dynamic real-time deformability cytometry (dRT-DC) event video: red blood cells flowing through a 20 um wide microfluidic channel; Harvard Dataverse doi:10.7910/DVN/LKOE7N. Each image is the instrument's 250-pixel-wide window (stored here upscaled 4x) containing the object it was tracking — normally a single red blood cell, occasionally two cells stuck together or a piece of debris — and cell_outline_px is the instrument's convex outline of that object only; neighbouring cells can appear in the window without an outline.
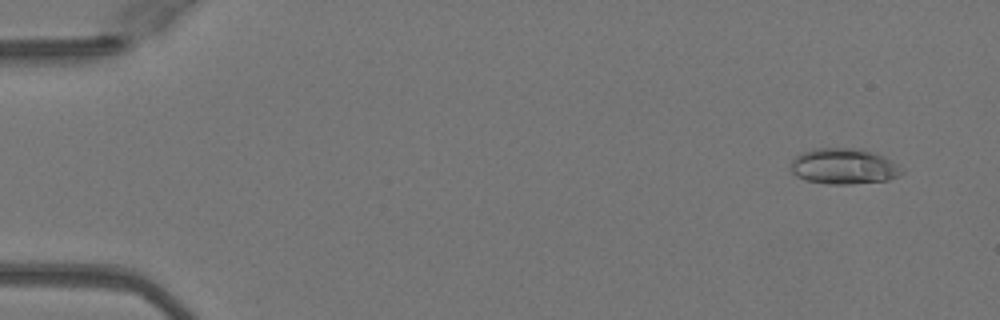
{"species": "Egyptian fruit bat (a non-hibernating species)", "species_latin": "Rousettus aegyptiacus", "temperature_condition": "warm", "stored_images_in_passage": 51, "camera_frame_rate_fps": 3000, "um_per_image_px": 0.085, "animal": {"sex": "female"}, "frame": {"image": 1, "passage_image": 4, "time_ms": 1.0, "image_size_px": [1000, 320], "cell_outline_px": [[904, 172], [888, 180], [848, 184], [828, 184], [804, 180], [796, 176], [792, 172], [792, 160], [800, 152], [816, 148], [864, 148], [884, 156], [904, 168]], "centroid_in_image_um": [71.73, 14.12], "position_along_channel_um": 13.3, "area_um2": 23.35}}
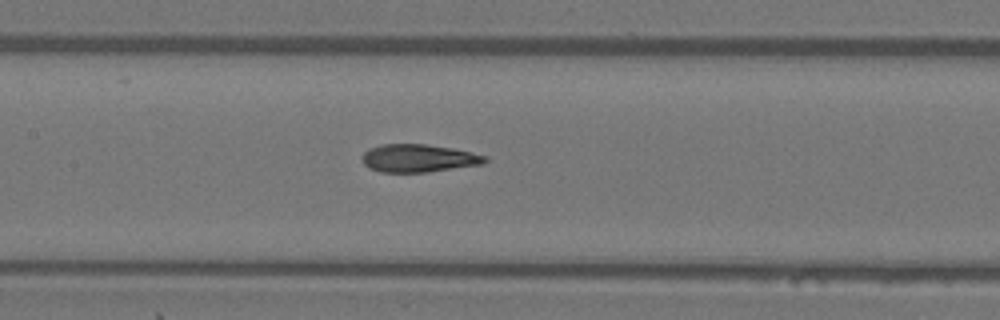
{"frame": {"image": 2, "passage_image": 25, "time_ms": 8.0, "image_size_px": [1000, 320], "cell_outline_px": [[488, 160], [484, 164], [428, 172], [380, 172], [368, 168], [364, 164], [360, 156], [368, 148], [380, 144], [424, 144], [452, 148], [472, 152], [488, 156]], "centroid_in_image_um": [35.56, 13.45], "position_along_channel_um": 171.8, "area_um2": 20.23}}
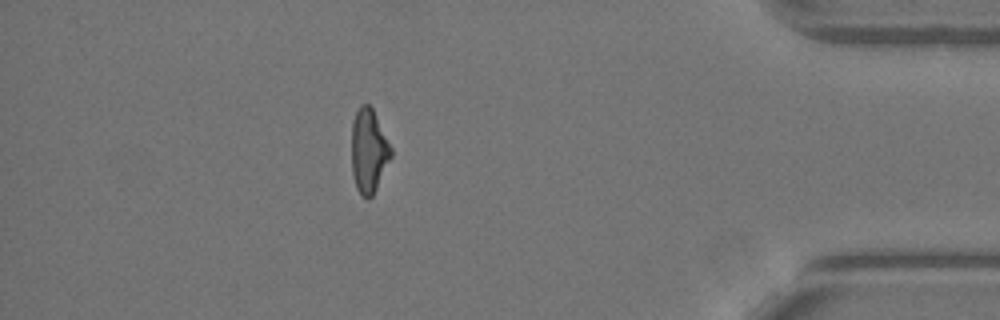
{"frame": {"image": 3, "passage_image": 45, "time_ms": 14.667, "image_size_px": [1000, 320], "cell_outline_px": [[392, 156], [372, 196], [368, 200], [360, 196], [356, 188], [352, 176], [352, 120], [360, 104], [368, 104], [372, 108], [392, 148]], "centroid_in_image_um": [31.33, 12.85], "position_along_channel_um": 403.9, "area_um2": 19.36}, "authors_computed_cell_mechanics": {"area_um2": 20.4034, "velocity_mm_per_s": 4.094, "shape_relaxation_time_tau1_ms": null, "shape_relaxation_time_tau2_ms": 2.0775, "deformation_change_tau1": null, "deformation_change_tau2": 0.1018}}